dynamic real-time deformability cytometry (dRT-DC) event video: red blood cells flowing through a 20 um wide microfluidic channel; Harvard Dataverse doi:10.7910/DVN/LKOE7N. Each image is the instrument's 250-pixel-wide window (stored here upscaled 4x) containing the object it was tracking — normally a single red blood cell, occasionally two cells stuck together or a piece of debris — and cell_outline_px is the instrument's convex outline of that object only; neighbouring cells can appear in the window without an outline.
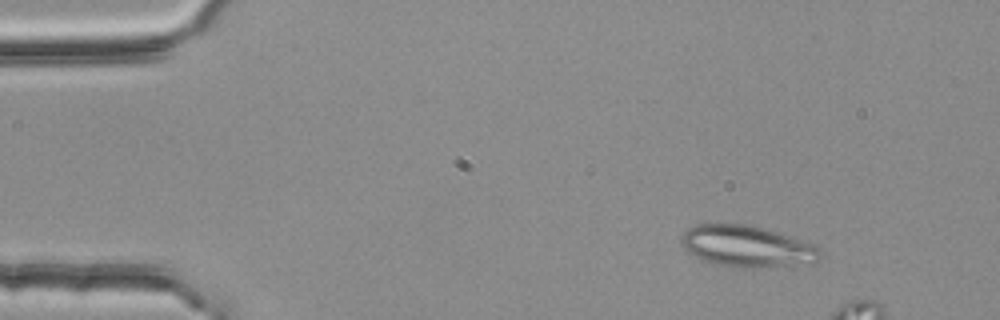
{"species": "common noctule bat (a hibernating species)", "species_latin": "Nyctalus noctula", "temperature_condition": "room temperature", "stored_images_in_passage": 12, "camera_frame_rate_fps": 3000, "um_per_image_px": 0.085, "animal": {"sex": "female", "body_mass_g": 25.1}, "frame": {"image": 1, "passage_image": 3, "time_ms": 0.667, "image_size_px": [1000, 320], "cell_outline_px": [[820, 256], [816, 260], [752, 268], [732, 268], [716, 264], [704, 260], [688, 252], [684, 248], [680, 240], [684, 232], [688, 228], [696, 224], [748, 224], [764, 228], [804, 240], [816, 244], [820, 248]], "centroid_in_image_um": [63.43, 20.91], "position_along_channel_um": 21.6, "area_um2": 33.06}}